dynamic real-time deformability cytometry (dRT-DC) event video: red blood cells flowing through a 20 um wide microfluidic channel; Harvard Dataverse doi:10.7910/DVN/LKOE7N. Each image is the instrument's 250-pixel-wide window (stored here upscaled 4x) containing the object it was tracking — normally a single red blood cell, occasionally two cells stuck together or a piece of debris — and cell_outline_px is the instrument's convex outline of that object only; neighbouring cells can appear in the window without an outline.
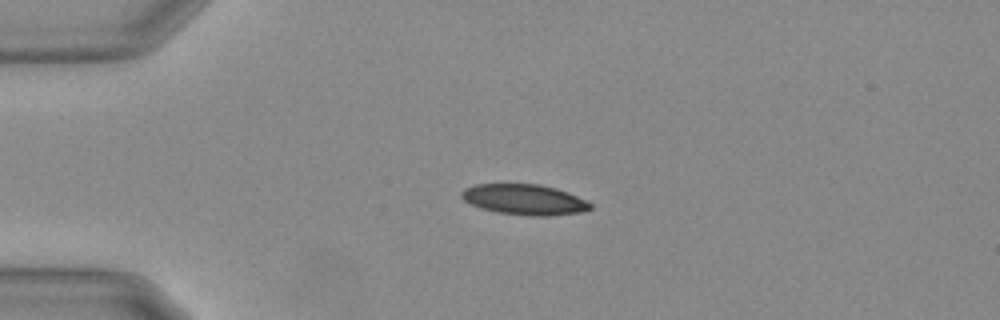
{"species": "Egyptian fruit bat (a non-hibernating species)", "species_latin": "Rousettus aegyptiacus", "temperature_condition": "warm", "stored_images_in_passage": 11, "camera_frame_rate_fps": 3000, "um_per_image_px": 0.085, "animal": {"sex": "female"}, "frame": {"image": 1, "passage_image": 1, "time_ms": 0.0, "image_size_px": [1000, 320], "cell_outline_px": [[592, 208], [584, 212], [548, 216], [528, 216], [496, 212], [480, 208], [464, 200], [460, 196], [460, 192], [464, 188], [476, 184], [540, 184], [556, 188], [568, 192], [588, 200], [592, 204]], "centroid_in_image_um": [44.6, 16.97], "position_along_channel_um": 40.4, "area_um2": 23.24}}
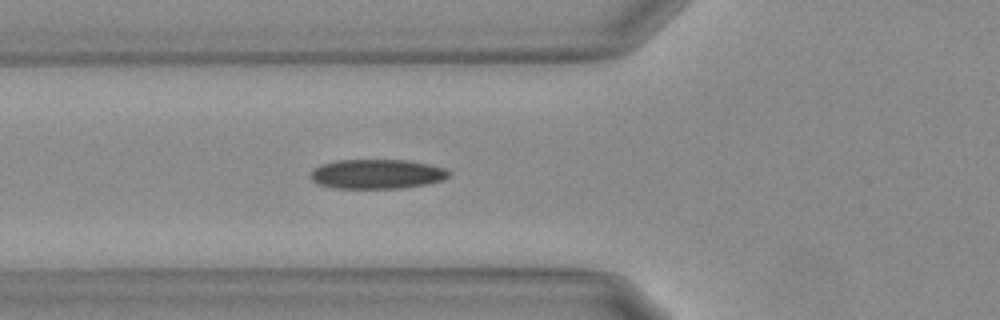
{"frame": {"image": 2, "passage_image": 8, "time_ms": 2.333, "image_size_px": [1000, 320], "cell_outline_px": [[452, 176], [444, 180], [424, 184], [400, 188], [332, 188], [320, 184], [312, 180], [312, 168], [320, 164], [336, 160], [408, 160], [428, 164], [444, 168], [452, 172]], "centroid_in_image_um": [32.06, 14.78], "position_along_channel_um": 93.7, "area_um2": 23.87}}